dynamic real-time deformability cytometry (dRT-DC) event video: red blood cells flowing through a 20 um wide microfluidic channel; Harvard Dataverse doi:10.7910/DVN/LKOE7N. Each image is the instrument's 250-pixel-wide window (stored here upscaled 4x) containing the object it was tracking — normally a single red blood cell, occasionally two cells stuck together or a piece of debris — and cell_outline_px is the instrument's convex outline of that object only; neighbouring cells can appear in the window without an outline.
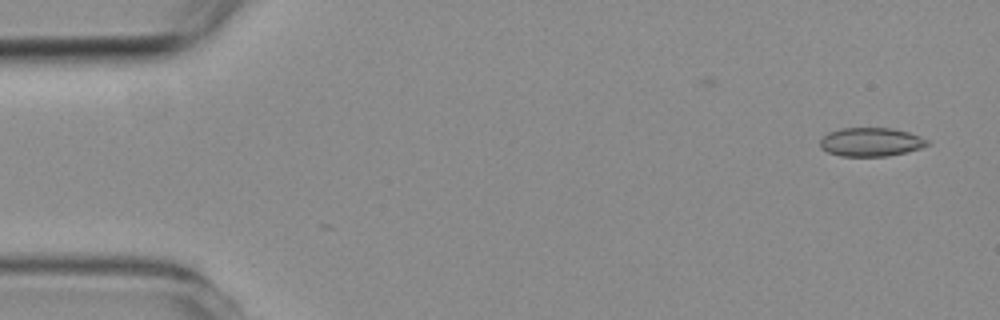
{"species": "common noctule bat (a hibernating species)", "species_latin": "Nyctalus noctula", "temperature_condition": "room temperature", "stored_images_in_passage": 2, "camera_frame_rate_fps": 3000, "um_per_image_px": 0.085, "animal": {"sex": "female", "body_mass_g": 19.3, "forearm_length_mm": 54.1}, "frame": {"image": 1, "passage_image": 2, "time_ms": 1.333, "image_size_px": [1000, 320], "cell_outline_px": [[928, 144], [920, 148], [888, 156], [840, 156], [828, 152], [820, 148], [820, 140], [828, 132], [840, 128], [892, 128], [908, 132], [920, 136], [928, 140]], "centroid_in_image_um": [73.99, 12.06], "position_along_channel_um": 11.0, "area_um2": 17.86}}